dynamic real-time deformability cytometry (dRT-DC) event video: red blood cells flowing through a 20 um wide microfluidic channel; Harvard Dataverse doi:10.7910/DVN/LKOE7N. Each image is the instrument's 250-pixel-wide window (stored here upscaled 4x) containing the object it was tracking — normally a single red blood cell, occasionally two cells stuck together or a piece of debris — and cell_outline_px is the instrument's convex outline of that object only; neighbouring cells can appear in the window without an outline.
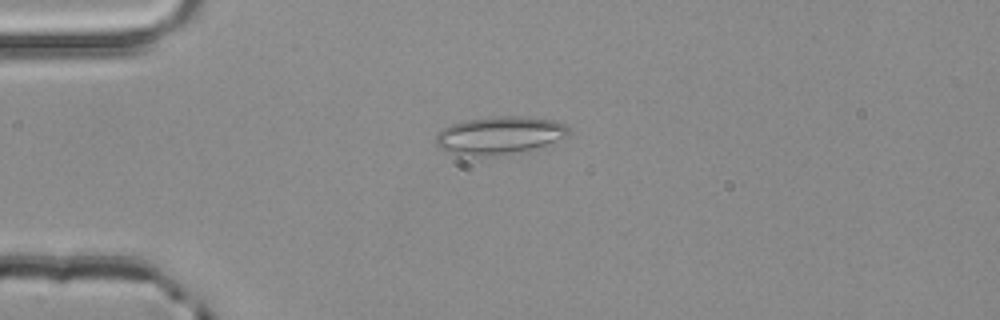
{"species": "common noctule bat (a hibernating species)", "species_latin": "Nyctalus noctula", "temperature_condition": "room temperature", "stored_images_in_passage": 5, "camera_frame_rate_fps": 3000, "um_per_image_px": 0.085, "animal": {"sex": "male", "body_mass_g": 20.4}, "frame": {"image": 1, "passage_image": 5, "time_ms": 1.333, "image_size_px": [1000, 320], "cell_outline_px": [[572, 132], [568, 136], [532, 152], [484, 156], [460, 156], [448, 152], [440, 148], [436, 144], [436, 136], [444, 128], [452, 124], [464, 120], [500, 116], [532, 116], [552, 120], [568, 124]], "centroid_in_image_um": [42.56, 11.52], "position_along_channel_um": 42.4, "area_um2": 30.17}}